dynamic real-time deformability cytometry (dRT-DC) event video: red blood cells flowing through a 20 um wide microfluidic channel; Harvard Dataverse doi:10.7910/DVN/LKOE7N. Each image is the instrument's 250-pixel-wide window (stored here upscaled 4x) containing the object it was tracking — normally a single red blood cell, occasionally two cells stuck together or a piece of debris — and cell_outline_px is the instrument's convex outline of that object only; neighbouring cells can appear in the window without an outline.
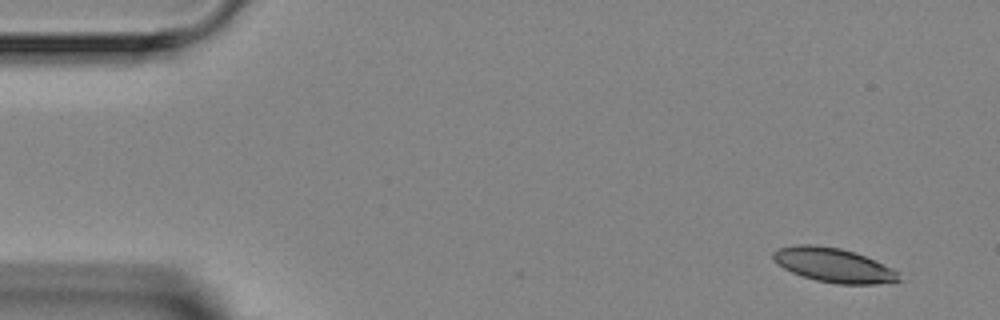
{"species": "Egyptian fruit bat (a non-hibernating species)", "species_latin": "Rousettus aegyptiacus", "temperature_condition": "room temperature", "stored_images_in_passage": 5, "segment_of_instrument_passage": [1, 2], "camera_frame_rate_fps": 3000, "um_per_image_px": 0.085, "animal": {"sex": "female"}, "frame": {"image": 1, "passage_image": 1, "time_ms": 0.0, "image_size_px": [1000, 320], "cell_outline_px": [[900, 280], [876, 284], [836, 284], [816, 280], [792, 272], [784, 268], [772, 260], [772, 252], [776, 248], [792, 244], [816, 244], [840, 248], [856, 252], [892, 268], [900, 272]], "centroid_in_image_um": [70.81, 22.51], "position_along_channel_um": 14.2, "area_um2": 25.32}}